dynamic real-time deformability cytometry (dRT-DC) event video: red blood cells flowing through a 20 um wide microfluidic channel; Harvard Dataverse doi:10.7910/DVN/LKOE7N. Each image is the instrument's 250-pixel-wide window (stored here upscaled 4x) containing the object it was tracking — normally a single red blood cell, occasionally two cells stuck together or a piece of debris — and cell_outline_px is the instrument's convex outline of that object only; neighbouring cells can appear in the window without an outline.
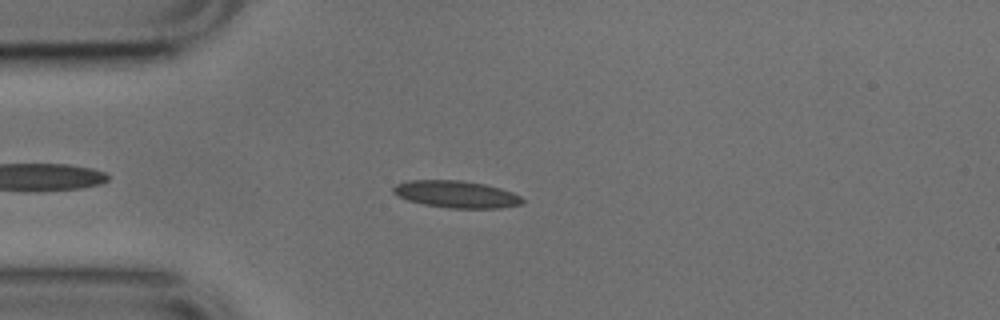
{"species": "common noctule bat (a hibernating species)", "species_latin": "Nyctalus noctula", "temperature_condition": "cold", "stored_images_in_passage": 44, "camera_frame_rate_fps": 3000, "um_per_image_px": 0.085, "animal": {"sex": "male", "body_mass_g": 17.9, "forearm_length_mm": 54.2}, "frame": {"image": 1, "passage_image": 7, "time_ms": 2.0, "image_size_px": [1000, 320], "cell_outline_px": [[524, 204], [500, 208], [448, 208], [424, 204], [408, 200], [392, 192], [392, 188], [396, 184], [408, 180], [460, 180], [484, 184], [500, 188], [512, 192], [520, 196], [524, 200]], "centroid_in_image_um": [38.8, 16.51], "position_along_channel_um": 46.2, "area_um2": 20.35}}
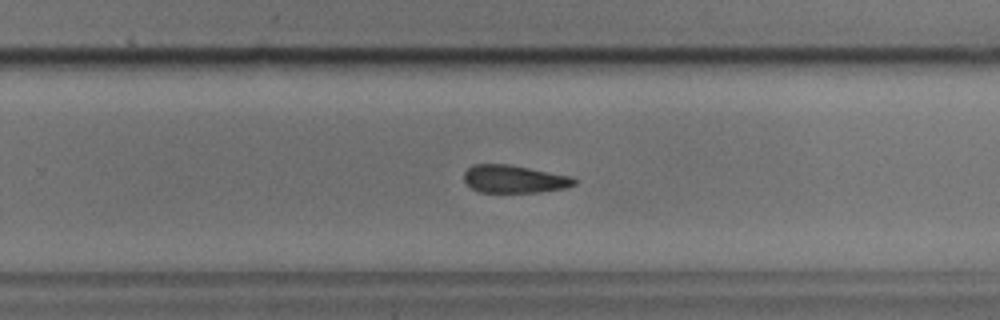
{"frame": {"image": 2, "passage_image": 27, "time_ms": 8.667, "image_size_px": [1000, 320], "cell_outline_px": [[576, 184], [568, 188], [540, 192], [480, 192], [472, 188], [464, 180], [464, 172], [472, 164], [508, 164], [572, 176], [576, 180]], "centroid_in_image_um": [43.73, 15.22], "position_along_channel_um": 286.1, "area_um2": 17.92}}
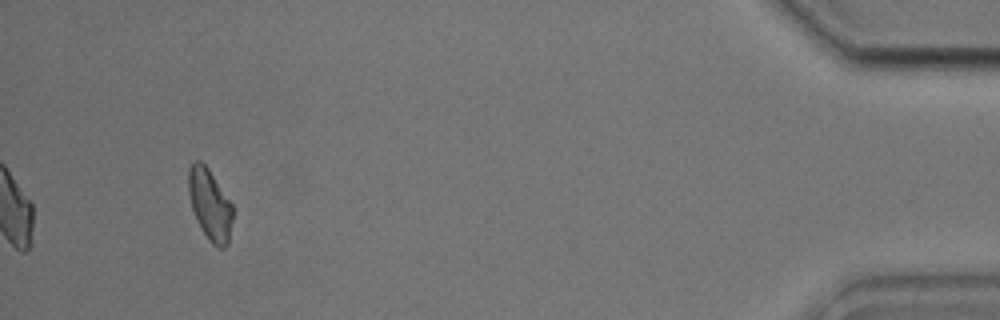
{"frame": {"image": 3, "passage_image": 43, "time_ms": 14.0, "image_size_px": [1000, 320], "cell_outline_px": [[232, 220], [228, 244], [224, 248], [216, 248], [208, 240], [200, 228], [196, 220], [192, 208], [188, 192], [188, 168], [196, 160], [200, 160], [208, 168], [232, 204]], "centroid_in_image_um": [17.83, 17.41], "position_along_channel_um": 417.4, "area_um2": 18.38}, "authors_computed_cell_mechanics": {"area_um2": 18.9584, "velocity_mm_per_s": 3.8012, "shape_relaxation_time_tau1_ms": 4.0305, "shape_relaxation_time_tau2_ms": 5.7051, "deformation_change_tau1": 0.1077, "deformation_change_tau2": 0.1379}}